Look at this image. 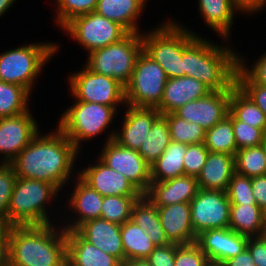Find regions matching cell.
Here are the masks:
<instances>
[{
    "mask_svg": "<svg viewBox=\"0 0 266 266\" xmlns=\"http://www.w3.org/2000/svg\"><path fill=\"white\" fill-rule=\"evenodd\" d=\"M55 131L38 133L9 163L17 177L49 182L59 190L68 182L80 151L59 128Z\"/></svg>",
    "mask_w": 266,
    "mask_h": 266,
    "instance_id": "6da1fadb",
    "label": "cell"
},
{
    "mask_svg": "<svg viewBox=\"0 0 266 266\" xmlns=\"http://www.w3.org/2000/svg\"><path fill=\"white\" fill-rule=\"evenodd\" d=\"M56 228L52 224L10 226L6 266H67L66 230Z\"/></svg>",
    "mask_w": 266,
    "mask_h": 266,
    "instance_id": "7a4b0ae2",
    "label": "cell"
},
{
    "mask_svg": "<svg viewBox=\"0 0 266 266\" xmlns=\"http://www.w3.org/2000/svg\"><path fill=\"white\" fill-rule=\"evenodd\" d=\"M182 61L185 76L199 80L212 91L228 90L236 83L239 55L193 31L183 39Z\"/></svg>",
    "mask_w": 266,
    "mask_h": 266,
    "instance_id": "3957f363",
    "label": "cell"
},
{
    "mask_svg": "<svg viewBox=\"0 0 266 266\" xmlns=\"http://www.w3.org/2000/svg\"><path fill=\"white\" fill-rule=\"evenodd\" d=\"M57 192L59 189L49 182L17 177L8 206L7 225L52 224L47 216L45 202L55 199Z\"/></svg>",
    "mask_w": 266,
    "mask_h": 266,
    "instance_id": "277c9868",
    "label": "cell"
},
{
    "mask_svg": "<svg viewBox=\"0 0 266 266\" xmlns=\"http://www.w3.org/2000/svg\"><path fill=\"white\" fill-rule=\"evenodd\" d=\"M142 50V34L129 32L120 41L91 51L85 66L90 71L112 77L126 86Z\"/></svg>",
    "mask_w": 266,
    "mask_h": 266,
    "instance_id": "5b68a950",
    "label": "cell"
},
{
    "mask_svg": "<svg viewBox=\"0 0 266 266\" xmlns=\"http://www.w3.org/2000/svg\"><path fill=\"white\" fill-rule=\"evenodd\" d=\"M58 47L55 43H33L0 54V81L22 86L31 93L34 79Z\"/></svg>",
    "mask_w": 266,
    "mask_h": 266,
    "instance_id": "8992f818",
    "label": "cell"
},
{
    "mask_svg": "<svg viewBox=\"0 0 266 266\" xmlns=\"http://www.w3.org/2000/svg\"><path fill=\"white\" fill-rule=\"evenodd\" d=\"M182 26L170 21L147 34L142 33L143 51L163 68L168 79L185 76L182 61L183 39L192 30Z\"/></svg>",
    "mask_w": 266,
    "mask_h": 266,
    "instance_id": "52a82bcc",
    "label": "cell"
},
{
    "mask_svg": "<svg viewBox=\"0 0 266 266\" xmlns=\"http://www.w3.org/2000/svg\"><path fill=\"white\" fill-rule=\"evenodd\" d=\"M117 109L93 102L77 101L64 112L58 128L79 150L82 140L92 139L109 126Z\"/></svg>",
    "mask_w": 266,
    "mask_h": 266,
    "instance_id": "ba28073f",
    "label": "cell"
},
{
    "mask_svg": "<svg viewBox=\"0 0 266 266\" xmlns=\"http://www.w3.org/2000/svg\"><path fill=\"white\" fill-rule=\"evenodd\" d=\"M168 77L163 68L143 50L138 55L130 82L125 86L126 105L157 107Z\"/></svg>",
    "mask_w": 266,
    "mask_h": 266,
    "instance_id": "9c48e42d",
    "label": "cell"
},
{
    "mask_svg": "<svg viewBox=\"0 0 266 266\" xmlns=\"http://www.w3.org/2000/svg\"><path fill=\"white\" fill-rule=\"evenodd\" d=\"M63 30L85 47L88 53L118 42L129 33L119 23L101 16L96 11L73 18Z\"/></svg>",
    "mask_w": 266,
    "mask_h": 266,
    "instance_id": "30bf717a",
    "label": "cell"
},
{
    "mask_svg": "<svg viewBox=\"0 0 266 266\" xmlns=\"http://www.w3.org/2000/svg\"><path fill=\"white\" fill-rule=\"evenodd\" d=\"M70 92L76 101L93 102L107 106L126 105L125 86L118 80L90 71L86 66L69 78Z\"/></svg>",
    "mask_w": 266,
    "mask_h": 266,
    "instance_id": "8fae6325",
    "label": "cell"
},
{
    "mask_svg": "<svg viewBox=\"0 0 266 266\" xmlns=\"http://www.w3.org/2000/svg\"><path fill=\"white\" fill-rule=\"evenodd\" d=\"M108 136L99 159L111 169L123 174L144 195L150 186V165L136 150L125 148Z\"/></svg>",
    "mask_w": 266,
    "mask_h": 266,
    "instance_id": "7c38bea8",
    "label": "cell"
},
{
    "mask_svg": "<svg viewBox=\"0 0 266 266\" xmlns=\"http://www.w3.org/2000/svg\"><path fill=\"white\" fill-rule=\"evenodd\" d=\"M230 206L225 191L199 189L190 201L194 233L198 235L208 229L229 228Z\"/></svg>",
    "mask_w": 266,
    "mask_h": 266,
    "instance_id": "4fadbf2b",
    "label": "cell"
},
{
    "mask_svg": "<svg viewBox=\"0 0 266 266\" xmlns=\"http://www.w3.org/2000/svg\"><path fill=\"white\" fill-rule=\"evenodd\" d=\"M236 86L235 83L228 90L212 91L203 98L186 103L174 113L208 130L228 115L230 94Z\"/></svg>",
    "mask_w": 266,
    "mask_h": 266,
    "instance_id": "5bb4252c",
    "label": "cell"
},
{
    "mask_svg": "<svg viewBox=\"0 0 266 266\" xmlns=\"http://www.w3.org/2000/svg\"><path fill=\"white\" fill-rule=\"evenodd\" d=\"M29 112L0 118L2 163L9 164L39 133L37 122Z\"/></svg>",
    "mask_w": 266,
    "mask_h": 266,
    "instance_id": "9a60e30c",
    "label": "cell"
},
{
    "mask_svg": "<svg viewBox=\"0 0 266 266\" xmlns=\"http://www.w3.org/2000/svg\"><path fill=\"white\" fill-rule=\"evenodd\" d=\"M249 237L238 234L230 228L208 229L200 232L195 244L211 262L223 263L241 254L247 248Z\"/></svg>",
    "mask_w": 266,
    "mask_h": 266,
    "instance_id": "2e32d148",
    "label": "cell"
},
{
    "mask_svg": "<svg viewBox=\"0 0 266 266\" xmlns=\"http://www.w3.org/2000/svg\"><path fill=\"white\" fill-rule=\"evenodd\" d=\"M121 132L113 131L111 137L119 145L138 151L152 128L154 121L161 115L156 107H135L125 105Z\"/></svg>",
    "mask_w": 266,
    "mask_h": 266,
    "instance_id": "e0dca14e",
    "label": "cell"
},
{
    "mask_svg": "<svg viewBox=\"0 0 266 266\" xmlns=\"http://www.w3.org/2000/svg\"><path fill=\"white\" fill-rule=\"evenodd\" d=\"M98 161L78 175L87 185L102 196L142 195L123 174Z\"/></svg>",
    "mask_w": 266,
    "mask_h": 266,
    "instance_id": "ac0fdd59",
    "label": "cell"
},
{
    "mask_svg": "<svg viewBox=\"0 0 266 266\" xmlns=\"http://www.w3.org/2000/svg\"><path fill=\"white\" fill-rule=\"evenodd\" d=\"M199 189L196 177L182 175L163 182H151L144 195L156 207H163L177 203H190Z\"/></svg>",
    "mask_w": 266,
    "mask_h": 266,
    "instance_id": "d6986e66",
    "label": "cell"
},
{
    "mask_svg": "<svg viewBox=\"0 0 266 266\" xmlns=\"http://www.w3.org/2000/svg\"><path fill=\"white\" fill-rule=\"evenodd\" d=\"M120 228L121 225L97 218L86 221L76 231L86 241L116 257L123 264L125 263V254Z\"/></svg>",
    "mask_w": 266,
    "mask_h": 266,
    "instance_id": "ffe728a7",
    "label": "cell"
},
{
    "mask_svg": "<svg viewBox=\"0 0 266 266\" xmlns=\"http://www.w3.org/2000/svg\"><path fill=\"white\" fill-rule=\"evenodd\" d=\"M212 90L199 80L183 76L170 78L164 87L161 103L156 107L160 114L176 111L188 102L207 96Z\"/></svg>",
    "mask_w": 266,
    "mask_h": 266,
    "instance_id": "44dd1931",
    "label": "cell"
},
{
    "mask_svg": "<svg viewBox=\"0 0 266 266\" xmlns=\"http://www.w3.org/2000/svg\"><path fill=\"white\" fill-rule=\"evenodd\" d=\"M168 240L179 245L193 244L197 235L192 229L190 203L157 207Z\"/></svg>",
    "mask_w": 266,
    "mask_h": 266,
    "instance_id": "7402d4cb",
    "label": "cell"
},
{
    "mask_svg": "<svg viewBox=\"0 0 266 266\" xmlns=\"http://www.w3.org/2000/svg\"><path fill=\"white\" fill-rule=\"evenodd\" d=\"M67 266H122L114 256L86 241L76 230H66Z\"/></svg>",
    "mask_w": 266,
    "mask_h": 266,
    "instance_id": "603a6c76",
    "label": "cell"
},
{
    "mask_svg": "<svg viewBox=\"0 0 266 266\" xmlns=\"http://www.w3.org/2000/svg\"><path fill=\"white\" fill-rule=\"evenodd\" d=\"M235 172V155L209 152L196 178L200 189L226 192Z\"/></svg>",
    "mask_w": 266,
    "mask_h": 266,
    "instance_id": "cb8c5ba5",
    "label": "cell"
},
{
    "mask_svg": "<svg viewBox=\"0 0 266 266\" xmlns=\"http://www.w3.org/2000/svg\"><path fill=\"white\" fill-rule=\"evenodd\" d=\"M69 205L78 214V219L64 227L65 230H76L88 220L100 218L103 196L87 185L79 176Z\"/></svg>",
    "mask_w": 266,
    "mask_h": 266,
    "instance_id": "d4e9b609",
    "label": "cell"
},
{
    "mask_svg": "<svg viewBox=\"0 0 266 266\" xmlns=\"http://www.w3.org/2000/svg\"><path fill=\"white\" fill-rule=\"evenodd\" d=\"M145 3L146 0H98L95 11L119 23L128 32L139 33L136 20L141 16Z\"/></svg>",
    "mask_w": 266,
    "mask_h": 266,
    "instance_id": "484cf974",
    "label": "cell"
},
{
    "mask_svg": "<svg viewBox=\"0 0 266 266\" xmlns=\"http://www.w3.org/2000/svg\"><path fill=\"white\" fill-rule=\"evenodd\" d=\"M131 220L145 231L156 246L171 244L161 225L157 207L145 195L134 204Z\"/></svg>",
    "mask_w": 266,
    "mask_h": 266,
    "instance_id": "4316f807",
    "label": "cell"
},
{
    "mask_svg": "<svg viewBox=\"0 0 266 266\" xmlns=\"http://www.w3.org/2000/svg\"><path fill=\"white\" fill-rule=\"evenodd\" d=\"M187 146L171 141L163 154L150 165L151 182H163L185 175L183 158Z\"/></svg>",
    "mask_w": 266,
    "mask_h": 266,
    "instance_id": "83f0119b",
    "label": "cell"
},
{
    "mask_svg": "<svg viewBox=\"0 0 266 266\" xmlns=\"http://www.w3.org/2000/svg\"><path fill=\"white\" fill-rule=\"evenodd\" d=\"M199 11L208 26L221 37L229 38L236 8L233 0H199Z\"/></svg>",
    "mask_w": 266,
    "mask_h": 266,
    "instance_id": "f1b7e54d",
    "label": "cell"
},
{
    "mask_svg": "<svg viewBox=\"0 0 266 266\" xmlns=\"http://www.w3.org/2000/svg\"><path fill=\"white\" fill-rule=\"evenodd\" d=\"M262 213L257 204L231 205L229 228L247 237L262 236Z\"/></svg>",
    "mask_w": 266,
    "mask_h": 266,
    "instance_id": "f546056e",
    "label": "cell"
},
{
    "mask_svg": "<svg viewBox=\"0 0 266 266\" xmlns=\"http://www.w3.org/2000/svg\"><path fill=\"white\" fill-rule=\"evenodd\" d=\"M120 231L125 262L146 259L156 247L145 231L131 219L121 225Z\"/></svg>",
    "mask_w": 266,
    "mask_h": 266,
    "instance_id": "4dcf8cb0",
    "label": "cell"
},
{
    "mask_svg": "<svg viewBox=\"0 0 266 266\" xmlns=\"http://www.w3.org/2000/svg\"><path fill=\"white\" fill-rule=\"evenodd\" d=\"M229 112L237 120L259 128L266 134L265 113L238 86L231 91Z\"/></svg>",
    "mask_w": 266,
    "mask_h": 266,
    "instance_id": "1f68e13d",
    "label": "cell"
},
{
    "mask_svg": "<svg viewBox=\"0 0 266 266\" xmlns=\"http://www.w3.org/2000/svg\"><path fill=\"white\" fill-rule=\"evenodd\" d=\"M171 142L170 128L167 119L160 115L144 139L138 153L149 164H153Z\"/></svg>",
    "mask_w": 266,
    "mask_h": 266,
    "instance_id": "d6a6232c",
    "label": "cell"
},
{
    "mask_svg": "<svg viewBox=\"0 0 266 266\" xmlns=\"http://www.w3.org/2000/svg\"><path fill=\"white\" fill-rule=\"evenodd\" d=\"M204 145L209 152L236 155L237 145L230 112L222 121L206 130Z\"/></svg>",
    "mask_w": 266,
    "mask_h": 266,
    "instance_id": "836d02e7",
    "label": "cell"
},
{
    "mask_svg": "<svg viewBox=\"0 0 266 266\" xmlns=\"http://www.w3.org/2000/svg\"><path fill=\"white\" fill-rule=\"evenodd\" d=\"M29 96L24 87L0 81V118L27 112Z\"/></svg>",
    "mask_w": 266,
    "mask_h": 266,
    "instance_id": "e575fe53",
    "label": "cell"
},
{
    "mask_svg": "<svg viewBox=\"0 0 266 266\" xmlns=\"http://www.w3.org/2000/svg\"><path fill=\"white\" fill-rule=\"evenodd\" d=\"M142 195L103 196L100 218L122 225L131 219L132 209Z\"/></svg>",
    "mask_w": 266,
    "mask_h": 266,
    "instance_id": "d590c367",
    "label": "cell"
},
{
    "mask_svg": "<svg viewBox=\"0 0 266 266\" xmlns=\"http://www.w3.org/2000/svg\"><path fill=\"white\" fill-rule=\"evenodd\" d=\"M236 172L250 178L266 175V159L262 144L237 150Z\"/></svg>",
    "mask_w": 266,
    "mask_h": 266,
    "instance_id": "8d00e7d4",
    "label": "cell"
},
{
    "mask_svg": "<svg viewBox=\"0 0 266 266\" xmlns=\"http://www.w3.org/2000/svg\"><path fill=\"white\" fill-rule=\"evenodd\" d=\"M163 116L169 124L171 141L187 145L204 143L206 130L198 124L188 122L174 112Z\"/></svg>",
    "mask_w": 266,
    "mask_h": 266,
    "instance_id": "74e56055",
    "label": "cell"
},
{
    "mask_svg": "<svg viewBox=\"0 0 266 266\" xmlns=\"http://www.w3.org/2000/svg\"><path fill=\"white\" fill-rule=\"evenodd\" d=\"M98 0H56L57 24L64 27L73 18L96 10Z\"/></svg>",
    "mask_w": 266,
    "mask_h": 266,
    "instance_id": "f35d334b",
    "label": "cell"
},
{
    "mask_svg": "<svg viewBox=\"0 0 266 266\" xmlns=\"http://www.w3.org/2000/svg\"><path fill=\"white\" fill-rule=\"evenodd\" d=\"M226 193L231 205L257 204L252 192V178L237 172L231 178Z\"/></svg>",
    "mask_w": 266,
    "mask_h": 266,
    "instance_id": "ab89813d",
    "label": "cell"
},
{
    "mask_svg": "<svg viewBox=\"0 0 266 266\" xmlns=\"http://www.w3.org/2000/svg\"><path fill=\"white\" fill-rule=\"evenodd\" d=\"M232 125L234 128L237 150L258 146L263 143V140L266 137V134L261 129L252 127L243 121H239L233 115Z\"/></svg>",
    "mask_w": 266,
    "mask_h": 266,
    "instance_id": "60d3db41",
    "label": "cell"
},
{
    "mask_svg": "<svg viewBox=\"0 0 266 266\" xmlns=\"http://www.w3.org/2000/svg\"><path fill=\"white\" fill-rule=\"evenodd\" d=\"M17 176L10 164H0V220L7 224V211Z\"/></svg>",
    "mask_w": 266,
    "mask_h": 266,
    "instance_id": "b9f144b4",
    "label": "cell"
},
{
    "mask_svg": "<svg viewBox=\"0 0 266 266\" xmlns=\"http://www.w3.org/2000/svg\"><path fill=\"white\" fill-rule=\"evenodd\" d=\"M236 85L265 113L266 86L256 84L239 66L236 71Z\"/></svg>",
    "mask_w": 266,
    "mask_h": 266,
    "instance_id": "7bdbcfd3",
    "label": "cell"
},
{
    "mask_svg": "<svg viewBox=\"0 0 266 266\" xmlns=\"http://www.w3.org/2000/svg\"><path fill=\"white\" fill-rule=\"evenodd\" d=\"M208 154L209 150L204 143L189 144L183 158L185 175L197 177L206 162Z\"/></svg>",
    "mask_w": 266,
    "mask_h": 266,
    "instance_id": "ee69618b",
    "label": "cell"
},
{
    "mask_svg": "<svg viewBox=\"0 0 266 266\" xmlns=\"http://www.w3.org/2000/svg\"><path fill=\"white\" fill-rule=\"evenodd\" d=\"M206 254L195 244L180 245L175 250L174 266H206Z\"/></svg>",
    "mask_w": 266,
    "mask_h": 266,
    "instance_id": "f6af8a7d",
    "label": "cell"
},
{
    "mask_svg": "<svg viewBox=\"0 0 266 266\" xmlns=\"http://www.w3.org/2000/svg\"><path fill=\"white\" fill-rule=\"evenodd\" d=\"M179 246L175 243L156 246L146 260L151 266H174L175 250Z\"/></svg>",
    "mask_w": 266,
    "mask_h": 266,
    "instance_id": "bcb514c9",
    "label": "cell"
},
{
    "mask_svg": "<svg viewBox=\"0 0 266 266\" xmlns=\"http://www.w3.org/2000/svg\"><path fill=\"white\" fill-rule=\"evenodd\" d=\"M251 69L245 67L243 58L239 56V67L256 83L266 86V53L262 55Z\"/></svg>",
    "mask_w": 266,
    "mask_h": 266,
    "instance_id": "7dc6e473",
    "label": "cell"
},
{
    "mask_svg": "<svg viewBox=\"0 0 266 266\" xmlns=\"http://www.w3.org/2000/svg\"><path fill=\"white\" fill-rule=\"evenodd\" d=\"M247 248L256 266H266V240L262 237H249Z\"/></svg>",
    "mask_w": 266,
    "mask_h": 266,
    "instance_id": "c3c4849f",
    "label": "cell"
},
{
    "mask_svg": "<svg viewBox=\"0 0 266 266\" xmlns=\"http://www.w3.org/2000/svg\"><path fill=\"white\" fill-rule=\"evenodd\" d=\"M252 192L257 205L262 210L266 208V175L252 178Z\"/></svg>",
    "mask_w": 266,
    "mask_h": 266,
    "instance_id": "681fc988",
    "label": "cell"
},
{
    "mask_svg": "<svg viewBox=\"0 0 266 266\" xmlns=\"http://www.w3.org/2000/svg\"><path fill=\"white\" fill-rule=\"evenodd\" d=\"M236 8L240 12H249L252 14V12L255 13L258 10H262L264 6H266V0H233ZM262 8V9H261Z\"/></svg>",
    "mask_w": 266,
    "mask_h": 266,
    "instance_id": "f907efd6",
    "label": "cell"
},
{
    "mask_svg": "<svg viewBox=\"0 0 266 266\" xmlns=\"http://www.w3.org/2000/svg\"><path fill=\"white\" fill-rule=\"evenodd\" d=\"M223 266H256L248 248L244 249L241 254L232 257L222 263Z\"/></svg>",
    "mask_w": 266,
    "mask_h": 266,
    "instance_id": "816d5d0a",
    "label": "cell"
},
{
    "mask_svg": "<svg viewBox=\"0 0 266 266\" xmlns=\"http://www.w3.org/2000/svg\"><path fill=\"white\" fill-rule=\"evenodd\" d=\"M10 226L0 220V266H6L7 261V235Z\"/></svg>",
    "mask_w": 266,
    "mask_h": 266,
    "instance_id": "f5cc1de1",
    "label": "cell"
},
{
    "mask_svg": "<svg viewBox=\"0 0 266 266\" xmlns=\"http://www.w3.org/2000/svg\"><path fill=\"white\" fill-rule=\"evenodd\" d=\"M122 266H151L150 263L146 260H130L122 264Z\"/></svg>",
    "mask_w": 266,
    "mask_h": 266,
    "instance_id": "db71d44e",
    "label": "cell"
},
{
    "mask_svg": "<svg viewBox=\"0 0 266 266\" xmlns=\"http://www.w3.org/2000/svg\"><path fill=\"white\" fill-rule=\"evenodd\" d=\"M15 0H0V16H2L12 4L15 3Z\"/></svg>",
    "mask_w": 266,
    "mask_h": 266,
    "instance_id": "11a10c76",
    "label": "cell"
},
{
    "mask_svg": "<svg viewBox=\"0 0 266 266\" xmlns=\"http://www.w3.org/2000/svg\"><path fill=\"white\" fill-rule=\"evenodd\" d=\"M262 220H263V230H266V208L263 209Z\"/></svg>",
    "mask_w": 266,
    "mask_h": 266,
    "instance_id": "9f6ffc18",
    "label": "cell"
},
{
    "mask_svg": "<svg viewBox=\"0 0 266 266\" xmlns=\"http://www.w3.org/2000/svg\"><path fill=\"white\" fill-rule=\"evenodd\" d=\"M206 266H223V265L222 263H215V262L209 261Z\"/></svg>",
    "mask_w": 266,
    "mask_h": 266,
    "instance_id": "6f0895ef",
    "label": "cell"
},
{
    "mask_svg": "<svg viewBox=\"0 0 266 266\" xmlns=\"http://www.w3.org/2000/svg\"><path fill=\"white\" fill-rule=\"evenodd\" d=\"M262 147H263V152H264L265 159H266V137L263 140Z\"/></svg>",
    "mask_w": 266,
    "mask_h": 266,
    "instance_id": "680465c9",
    "label": "cell"
},
{
    "mask_svg": "<svg viewBox=\"0 0 266 266\" xmlns=\"http://www.w3.org/2000/svg\"><path fill=\"white\" fill-rule=\"evenodd\" d=\"M262 237L266 240V230H263Z\"/></svg>",
    "mask_w": 266,
    "mask_h": 266,
    "instance_id": "91938a15",
    "label": "cell"
}]
</instances>
